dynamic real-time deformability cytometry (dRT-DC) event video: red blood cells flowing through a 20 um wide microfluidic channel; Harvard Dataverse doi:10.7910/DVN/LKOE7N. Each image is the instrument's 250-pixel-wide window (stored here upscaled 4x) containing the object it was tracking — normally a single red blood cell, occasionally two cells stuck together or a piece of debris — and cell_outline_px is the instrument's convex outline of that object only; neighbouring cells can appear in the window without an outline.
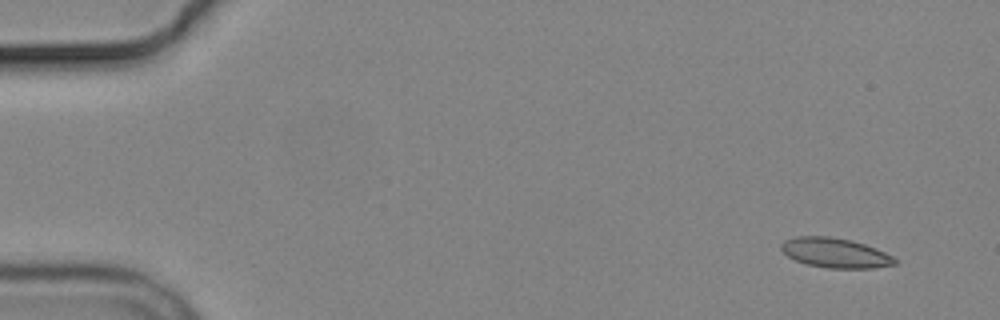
{"species": "common noctule bat (a hibernating species)", "species_latin": "Nyctalus noctula", "temperature_condition": "cold", "stored_images_in_passage": 8, "camera_frame_rate_fps": 3000, "um_per_image_px": 0.085, "animal": {"sex": "male", "body_mass_g": 19.2, "forearm_length_mm": 51.8}, "frame": {"image": 1, "passage_image": 1, "time_ms": 0.0, "image_size_px": [1000, 320], "cell_outline_px": [[896, 264], [872, 268], [828, 268], [808, 264], [796, 260], [788, 256], [780, 248], [780, 244], [784, 240], [796, 236], [828, 236], [852, 240], [876, 248], [892, 256], [896, 260]], "centroid_in_image_um": [70.97, 21.48], "position_along_channel_um": 14.0, "area_um2": 19.59}}
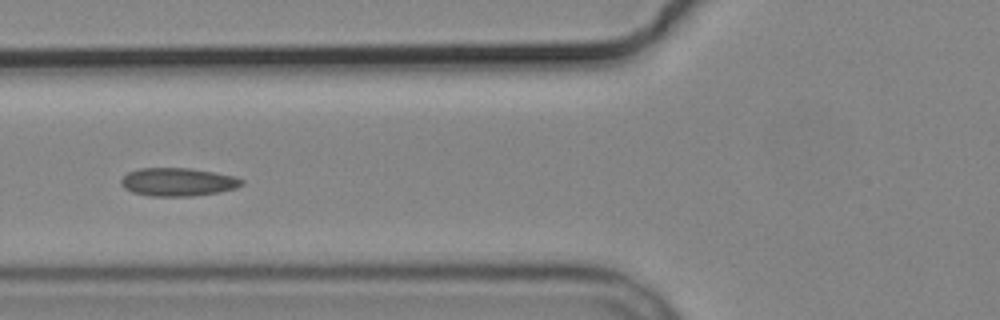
{"frame": {"image": 2, "passage_image": 6, "time_ms": 6.0, "image_size_px": [1000, 320], "cell_outline_px": [[244, 184], [236, 188], [220, 192], [192, 196], [148, 196], [132, 192], [124, 188], [120, 184], [120, 180], [128, 172], [140, 168], [188, 168], [212, 172], [232, 176], [244, 180]], "centroid_in_image_um": [15.09, 15.47], "position_along_channel_um": 110.7, "area_um2": 19.83}}
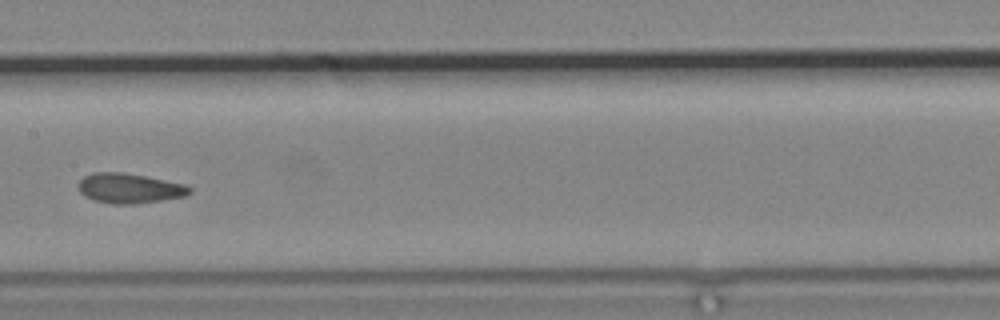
{"frame": {"image": 3, "passage_image": 8, "time_ms": 8.333, "image_size_px": [1000, 320], "cell_outline_px": [[192, 192], [184, 196], [160, 200], [132, 204], [112, 204], [92, 200], [84, 196], [80, 192], [76, 184], [84, 176], [92, 172], [120, 172], [144, 176], [184, 184], [192, 188]], "centroid_in_image_um": [10.94, 16.0], "position_along_channel_um": 196.5, "area_um2": 19.36}}